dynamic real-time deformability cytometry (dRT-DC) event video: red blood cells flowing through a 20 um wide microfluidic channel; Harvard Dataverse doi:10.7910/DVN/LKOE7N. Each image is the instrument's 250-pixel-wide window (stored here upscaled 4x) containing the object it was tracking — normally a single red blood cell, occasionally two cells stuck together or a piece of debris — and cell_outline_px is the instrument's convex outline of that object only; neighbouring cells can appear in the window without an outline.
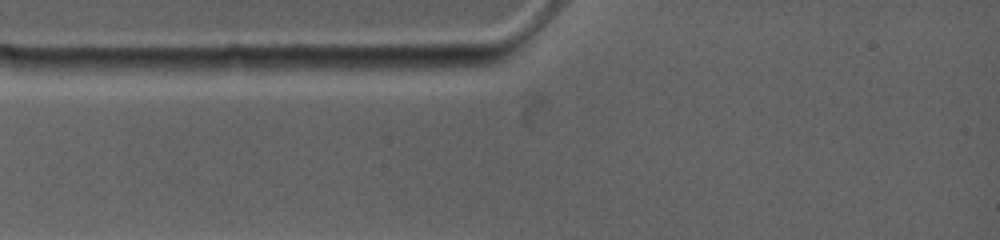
{"species": "common noctule bat (a hibernating species)", "species_latin": "Nyctalus noctula", "temperature_condition": "warm", "stored_images_in_passage": 2, "camera_frame_rate_fps": 4500, "um_per_image_px": 0.085, "animal": {"sex": "female", "body_mass_g": 19.0, "forearm_length_mm": 53.3}, "frame": {"image": 1, "passage_image": 1, "time_ms": 0.0, "image_size_px": [1000, 240], "cell_outline_px": [[496, 60], [488, 64], [400, 76], [388, 68], [388, 56], [480, 56]], "centroid_in_image_um": [36.77, 5.4], "position_along_channel_um": 48.2, "area_um2": 10.4}}